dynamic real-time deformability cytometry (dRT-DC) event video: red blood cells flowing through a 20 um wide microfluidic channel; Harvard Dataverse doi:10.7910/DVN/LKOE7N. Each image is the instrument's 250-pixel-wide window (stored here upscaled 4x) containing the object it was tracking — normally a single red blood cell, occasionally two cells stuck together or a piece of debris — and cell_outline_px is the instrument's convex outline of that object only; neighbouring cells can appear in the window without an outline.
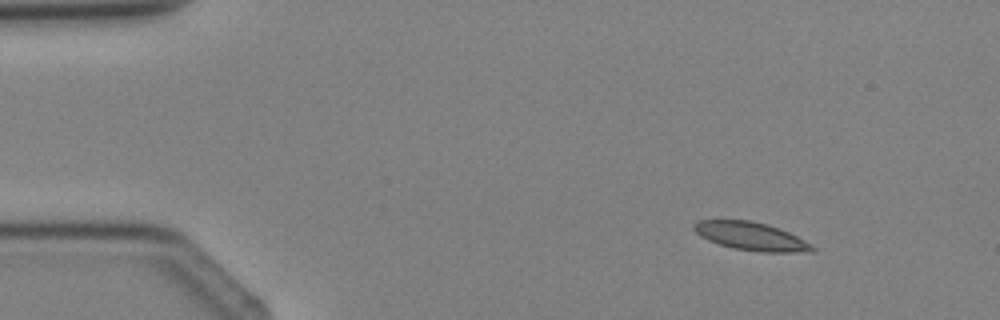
{"species": "Egyptian fruit bat (a non-hibernating species)", "species_latin": "Rousettus aegyptiacus", "temperature_condition": "cold", "stored_images_in_passage": 2, "camera_frame_rate_fps": 3000, "um_per_image_px": 0.085, "animal": {"sex": "female"}, "frame": {"image": 1, "passage_image": 1, "time_ms": 0.0, "image_size_px": [1000, 320], "cell_outline_px": [[816, 252], [760, 252], [732, 248], [708, 240], [700, 236], [692, 228], [692, 224], [696, 220], [752, 220], [768, 224], [780, 228], [812, 244], [816, 248]], "centroid_in_image_um": [63.85, 20.08], "position_along_channel_um": 21.2, "area_um2": 19.65}}